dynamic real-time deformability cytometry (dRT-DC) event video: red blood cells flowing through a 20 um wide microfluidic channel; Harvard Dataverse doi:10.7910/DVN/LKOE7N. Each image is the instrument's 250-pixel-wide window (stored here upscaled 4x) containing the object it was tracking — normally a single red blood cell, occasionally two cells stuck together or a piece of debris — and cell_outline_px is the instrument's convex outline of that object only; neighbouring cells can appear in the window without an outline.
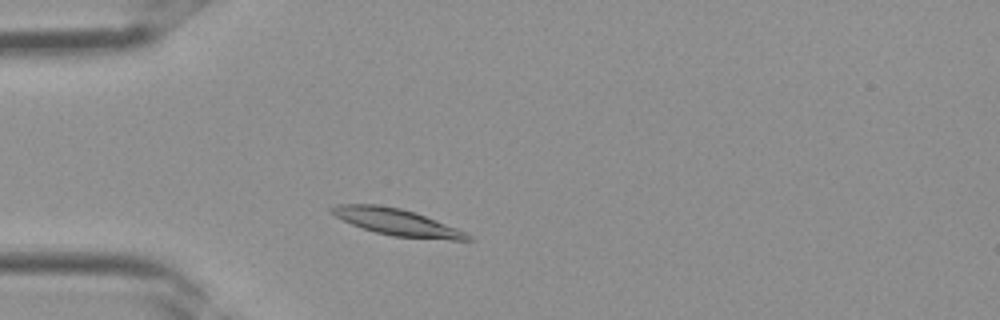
{"species": "Egyptian fruit bat (a non-hibernating species)", "species_latin": "Rousettus aegyptiacus", "temperature_condition": "room temperature", "stored_images_in_passage": 2, "camera_frame_rate_fps": 3000, "um_per_image_px": 0.085, "frame": {"image": 1, "passage_image": 2, "time_ms": 0.333, "image_size_px": [1000, 320], "cell_outline_px": [[472, 240], [452, 240], [392, 236], [376, 232], [352, 224], [328, 212], [328, 208], [336, 204], [376, 204], [400, 208], [424, 216], [456, 228], [472, 236]], "centroid_in_image_um": [33.68, 18.87], "position_along_channel_um": 51.3, "area_um2": 20.75}}